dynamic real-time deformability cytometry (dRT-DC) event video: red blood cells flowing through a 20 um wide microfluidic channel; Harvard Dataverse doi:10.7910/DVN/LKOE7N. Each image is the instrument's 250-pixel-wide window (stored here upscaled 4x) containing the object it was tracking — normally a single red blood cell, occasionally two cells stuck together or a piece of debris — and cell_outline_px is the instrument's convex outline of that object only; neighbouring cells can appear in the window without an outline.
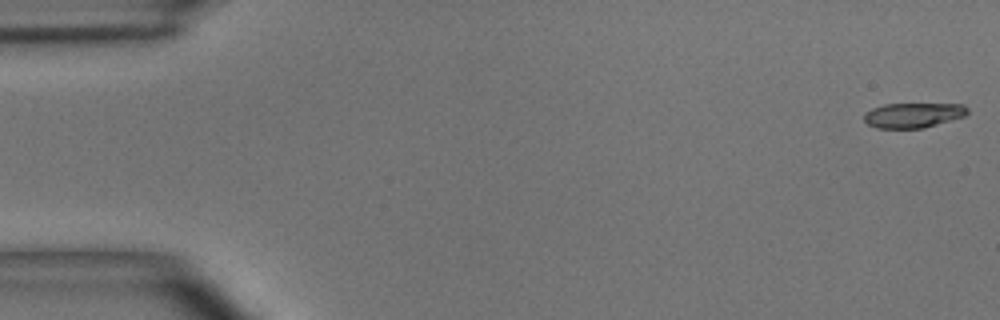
{"species": "common noctule bat (a hibernating species)", "species_latin": "Nyctalus noctula", "temperature_condition": "room temperature", "stored_images_in_passage": 16, "camera_frame_rate_fps": 3000, "um_per_image_px": 0.085, "animal": {"sex": "male", "body_mass_g": 15.6}, "frame": {"image": 1, "passage_image": 1, "time_ms": 0.0, "image_size_px": [1000, 320], "cell_outline_px": [[968, 112], [964, 116], [924, 128], [876, 128], [868, 124], [864, 120], [864, 112], [872, 108], [884, 104], [964, 104], [968, 108]], "centroid_in_image_um": [77.6, 9.79], "position_along_channel_um": 7.4, "area_um2": 15.03}}
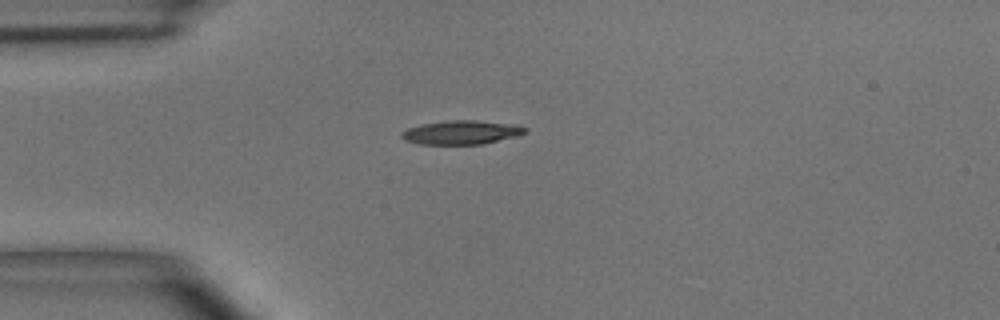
{"frame": {"image": 2, "passage_image": 13, "time_ms": 4.0, "image_size_px": [1000, 320], "cell_outline_px": [[528, 132], [516, 136], [484, 144], [420, 144], [404, 140], [400, 136], [400, 132], [408, 128], [420, 124], [448, 120], [476, 120], [520, 124], [528, 128]], "centroid_in_image_um": [39.26, 11.24], "position_along_channel_um": 45.7, "area_um2": 17.51}}